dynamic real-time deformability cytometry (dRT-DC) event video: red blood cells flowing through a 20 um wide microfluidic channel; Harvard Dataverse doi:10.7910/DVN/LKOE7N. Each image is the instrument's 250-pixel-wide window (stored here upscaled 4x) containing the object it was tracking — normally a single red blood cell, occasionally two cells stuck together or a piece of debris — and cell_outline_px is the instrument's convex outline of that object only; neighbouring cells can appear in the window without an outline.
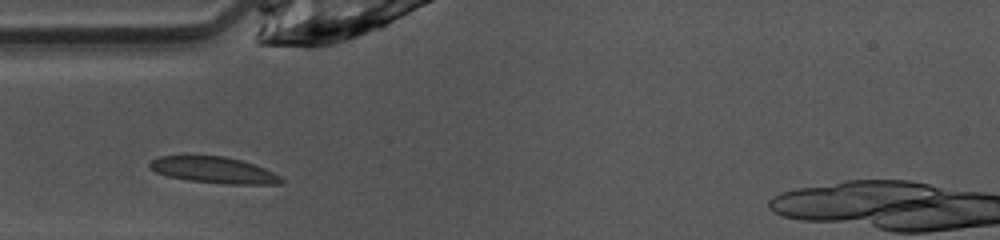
{"species": "common noctule bat (a hibernating species)", "species_latin": "Nyctalus noctula", "temperature_condition": "warm", "stored_images_in_passage": 26, "camera_frame_rate_fps": 3000, "um_per_image_px": 0.085, "animal": {"sex": "female", "body_mass_g": 10.0, "forearm_length_mm": 53.1}, "frame": {"image": 1, "passage_image": 2, "time_ms": 0.333, "image_size_px": [1000, 240], "cell_outline_px": [[284, 184], [228, 184], [188, 180], [168, 176], [156, 172], [148, 168], [148, 164], [152, 160], [160, 156], [224, 156], [240, 160], [264, 168], [280, 176], [284, 180]], "centroid_in_image_um": [18.17, 14.46], "position_along_channel_um": 66.8, "area_um2": 20.0}}
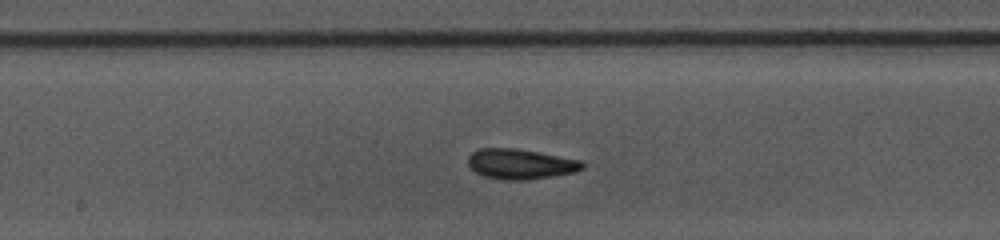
{"frame": {"image": 2, "passage_image": 12, "time_ms": 3.667, "image_size_px": [1000, 240], "cell_outline_px": [[584, 168], [572, 172], [552, 176], [528, 180], [508, 180], [484, 176], [476, 172], [468, 164], [468, 156], [472, 152], [480, 148], [516, 148], [584, 160]], "centroid_in_image_um": [44.26, 13.93], "position_along_channel_um": 203.9, "area_um2": 20.11}}
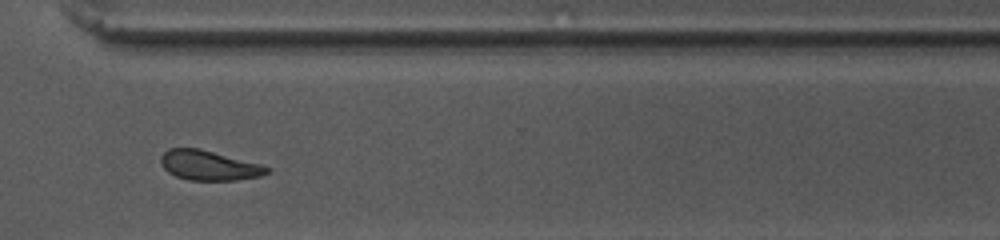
{"frame": {"image": 3, "passage_image": 23, "time_ms": 7.333, "image_size_px": [1000, 240], "cell_outline_px": [[272, 168], [268, 172], [260, 176], [236, 180], [188, 180], [176, 176], [168, 172], [160, 164], [160, 156], [168, 148], [200, 148], [260, 164]], "centroid_in_image_um": [17.73, 14.05], "position_along_channel_um": 352.9, "area_um2": 18.44}, "authors_computed_cell_mechanics": {"area_um2": 19.4208, "velocity_mm_per_s": 4.0655, "shape_relaxation_time_tau1_ms": 3.2546, "shape_relaxation_time_tau2_ms": 1.6893, "deformation_change_tau1": 0.1126, "deformation_change_tau2": 0.0732}}